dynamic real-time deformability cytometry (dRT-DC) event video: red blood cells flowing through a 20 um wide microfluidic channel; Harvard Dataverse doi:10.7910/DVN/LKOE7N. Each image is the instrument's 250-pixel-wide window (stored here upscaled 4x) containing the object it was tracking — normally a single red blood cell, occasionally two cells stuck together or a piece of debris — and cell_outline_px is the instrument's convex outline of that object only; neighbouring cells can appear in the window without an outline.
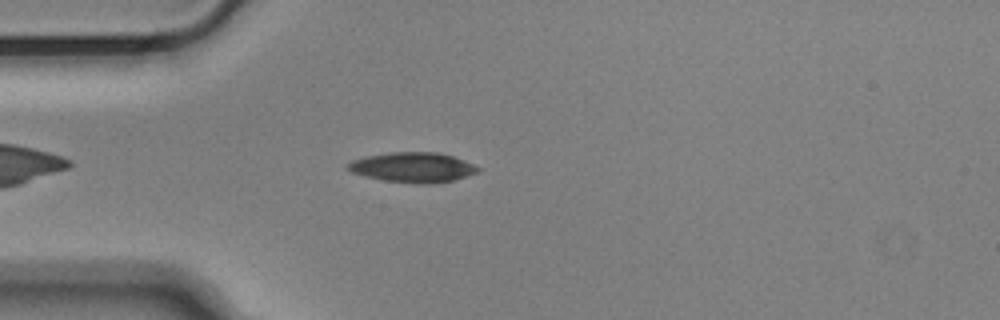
{"species": "Egyptian fruit bat (a non-hibernating species)", "species_latin": "Rousettus aegyptiacus", "temperature_condition": "cold", "stored_images_in_passage": 46, "camera_frame_rate_fps": 3000, "um_per_image_px": 0.085, "animal": {"sex": "male"}, "frame": {"image": 1, "passage_image": 6, "time_ms": 1.667, "image_size_px": [1000, 320], "cell_outline_px": [[480, 172], [452, 180], [428, 184], [416, 184], [384, 180], [364, 176], [352, 172], [344, 168], [344, 164], [352, 160], [368, 156], [392, 152], [436, 152], [452, 156], [472, 164], [480, 168]], "centroid_in_image_um": [35.04, 14.23], "position_along_channel_um": 50.0, "area_um2": 22.66}}
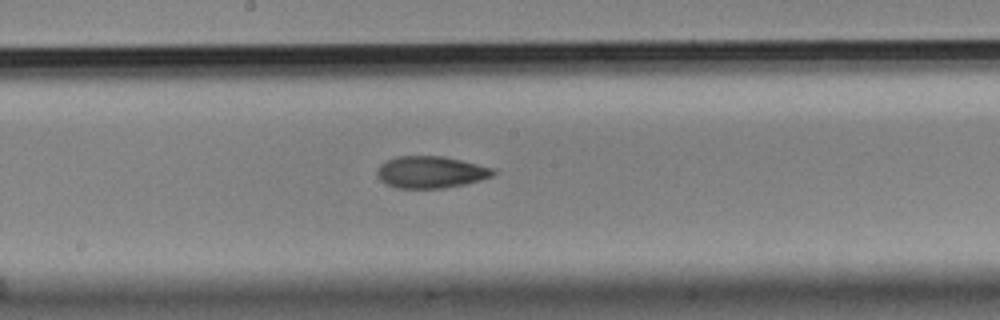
{"frame": {"image": 2, "passage_image": 20, "time_ms": 6.333, "image_size_px": [1000, 320], "cell_outline_px": [[496, 172], [492, 176], [480, 180], [464, 184], [444, 188], [396, 188], [384, 184], [376, 176], [376, 172], [380, 164], [396, 156], [444, 156], [496, 168]], "centroid_in_image_um": [36.6, 14.63], "position_along_channel_um": 211.6, "area_um2": 21.79}}
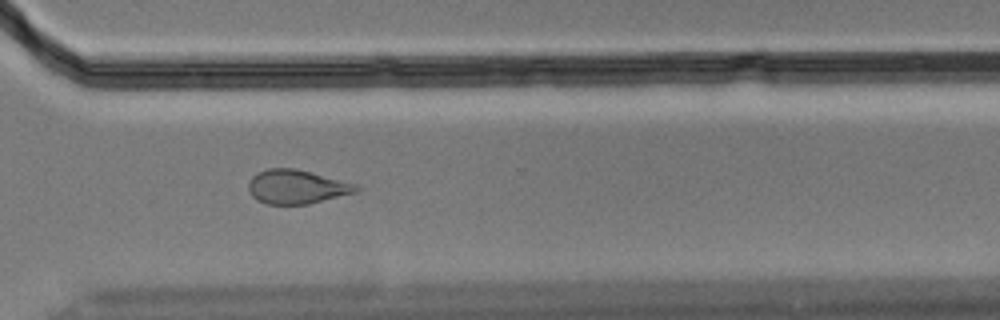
{"frame": {"image": 3, "passage_image": 31, "time_ms": 10.0, "image_size_px": [1000, 320], "cell_outline_px": [[360, 188], [356, 192], [308, 204], [268, 204], [256, 200], [252, 196], [248, 188], [248, 180], [256, 172], [268, 168], [296, 168], [360, 184]], "centroid_in_image_um": [25.22, 15.86], "position_along_channel_um": 345.4, "area_um2": 21.62}, "authors_computed_cell_mechanics": {"area_um2": 21.9351, "velocity_mm_per_s": 3.6631, "shape_relaxation_time_tau1_ms": 6.7116, "shape_relaxation_time_tau2_ms": 5.8598, "deformation_change_tau1": 0.1624, "deformation_change_tau2": 0.1294}}